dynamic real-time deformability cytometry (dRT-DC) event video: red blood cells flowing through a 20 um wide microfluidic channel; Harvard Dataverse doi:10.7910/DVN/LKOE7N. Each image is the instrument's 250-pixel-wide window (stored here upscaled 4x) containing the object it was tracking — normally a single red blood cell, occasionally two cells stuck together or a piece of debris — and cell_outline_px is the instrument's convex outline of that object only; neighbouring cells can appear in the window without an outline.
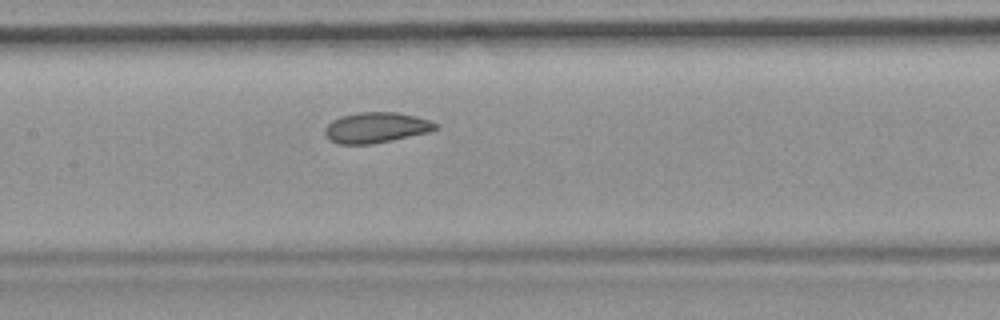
{"species": "common noctule bat (a hibernating species)", "species_latin": "Nyctalus noctula", "temperature_condition": "room temperature", "stored_images_in_passage": 50, "camera_frame_rate_fps": 3000, "um_per_image_px": 0.085, "animal": {"sex": "female", "body_mass_g": 19.9}, "frame": {"image": 1, "passage_image": 22, "time_ms": 7.0, "image_size_px": [1000, 320], "cell_outline_px": [[436, 128], [428, 132], [392, 140], [372, 144], [340, 144], [332, 140], [324, 132], [324, 128], [332, 120], [340, 116], [360, 112], [396, 112], [416, 116], [432, 120], [436, 124]], "centroid_in_image_um": [31.97, 10.83], "position_along_channel_um": 175.4, "area_um2": 19.54}, "authors_computed_cell_mechanics": {"area_um2": 20.3456, "velocity_mm_per_s": 3.7591, "shape_relaxation_time_tau1_ms": 4.7488, "shape_relaxation_time_tau2_ms": 1.5312, "deformation_change_tau1": 0.0875, "deformation_change_tau2": 0.0728}}